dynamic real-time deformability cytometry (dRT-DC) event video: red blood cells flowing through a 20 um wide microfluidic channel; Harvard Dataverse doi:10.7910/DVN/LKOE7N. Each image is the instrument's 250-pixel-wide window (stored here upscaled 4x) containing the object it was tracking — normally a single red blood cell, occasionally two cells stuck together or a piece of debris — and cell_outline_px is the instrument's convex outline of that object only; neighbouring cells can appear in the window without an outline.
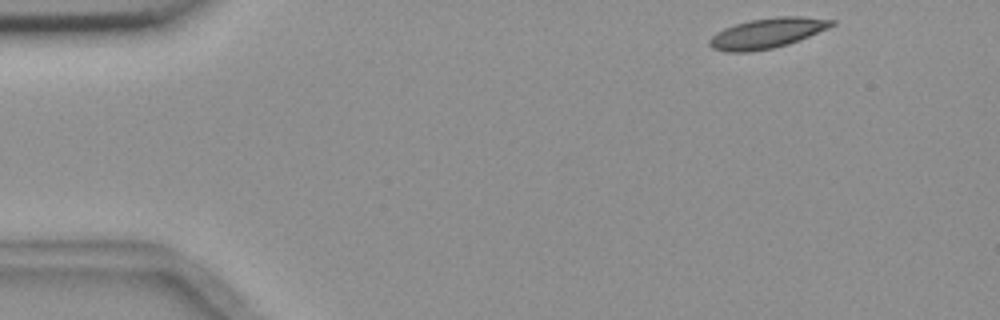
{"species": "common noctule bat (a hibernating species)", "species_latin": "Nyctalus noctula", "temperature_condition": "room temperature", "stored_images_in_passage": 3, "camera_frame_rate_fps": 3000, "um_per_image_px": 0.085, "animal": {"sex": "female", "body_mass_g": 18.4}, "frame": {"image": 1, "passage_image": 1, "time_ms": 0.0, "image_size_px": [1000, 320], "cell_outline_px": [[836, 24], [828, 28], [800, 40], [788, 44], [772, 48], [748, 52], [724, 52], [712, 48], [708, 44], [708, 40], [716, 32], [724, 28], [736, 24], [752, 20], [776, 16], [800, 16], [836, 20]], "centroid_in_image_um": [65.2, 2.82], "position_along_channel_um": 19.8, "area_um2": 21.5}}
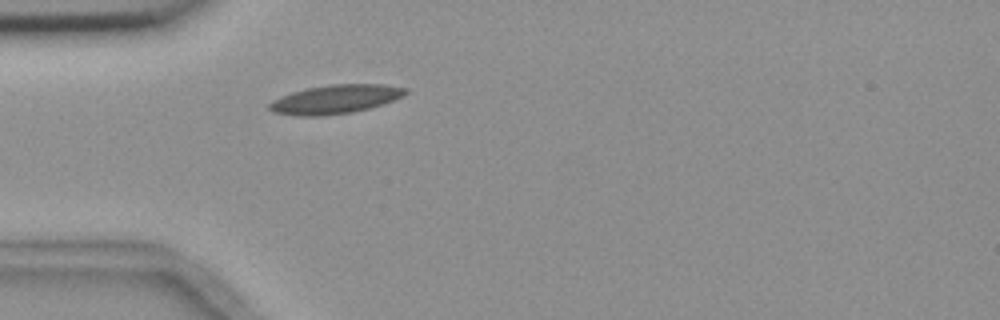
{"frame": {"image": 2, "passage_image": 3, "time_ms": 3.333, "image_size_px": [1000, 320], "cell_outline_px": [[408, 92], [404, 96], [384, 104], [352, 112], [320, 116], [296, 116], [276, 112], [268, 108], [268, 104], [272, 100], [280, 96], [292, 92], [308, 88], [332, 84], [384, 84], [408, 88]], "centroid_in_image_um": [28.53, 8.43], "position_along_channel_um": 56.5, "area_um2": 22.89}}